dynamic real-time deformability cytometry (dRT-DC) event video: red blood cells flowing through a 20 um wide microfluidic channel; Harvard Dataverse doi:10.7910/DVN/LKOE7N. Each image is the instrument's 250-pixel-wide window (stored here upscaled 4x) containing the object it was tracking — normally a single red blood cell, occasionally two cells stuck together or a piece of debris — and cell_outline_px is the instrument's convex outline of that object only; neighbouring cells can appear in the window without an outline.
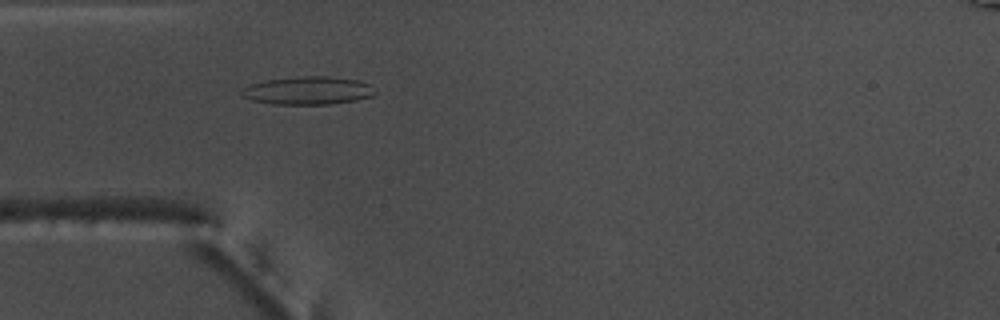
{"species": "common noctule bat (a hibernating species)", "species_latin": "Nyctalus noctula", "temperature_condition": "warm", "stored_images_in_passage": 49, "camera_frame_rate_fps": 3000, "um_per_image_px": 0.085, "animal": {"sex": "male", "body_mass_g": 17.5, "forearm_length_mm": 52.3}, "frame": {"image": 1, "passage_image": 11, "time_ms": 3.333, "image_size_px": [1000, 320], "cell_outline_px": [[376, 92], [372, 96], [356, 100], [328, 104], [272, 104], [252, 100], [240, 96], [240, 88], [252, 84], [268, 80], [300, 76], [328, 76], [360, 80], [372, 84]], "centroid_in_image_um": [26.19, 7.69], "position_along_channel_um": 58.8, "area_um2": 21.96}}
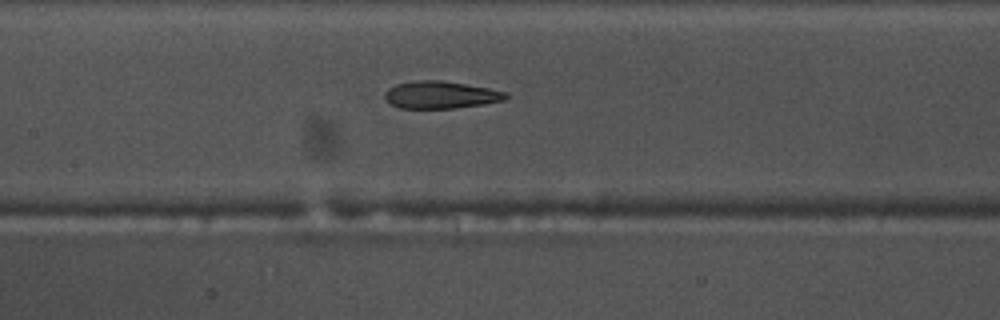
{"frame": {"image": 2, "passage_image": 20, "time_ms": 6.333, "image_size_px": [1000, 320], "cell_outline_px": [[508, 96], [504, 100], [484, 104], [456, 108], [400, 108], [388, 104], [384, 96], [384, 92], [388, 88], [396, 84], [416, 80], [440, 80], [488, 88], [508, 92]], "centroid_in_image_um": [37.42, 8.06], "position_along_channel_um": 170.0, "area_um2": 19.36}}
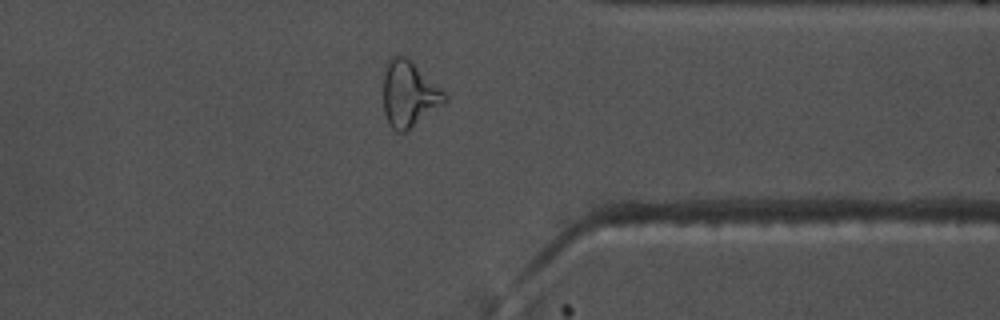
{"frame": {"image": 3, "passage_image": 37, "time_ms": 12.0, "image_size_px": [1000, 320], "cell_outline_px": [[448, 100], [444, 104], [404, 132], [396, 132], [388, 124], [384, 112], [384, 72], [388, 60], [392, 56], [408, 56], [448, 96]], "centroid_in_image_um": [34.76, 7.98], "position_along_channel_um": 376.6, "area_um2": 23.47}, "authors_computed_cell_mechanics": {"area_um2": 20.8658, "velocity_mm_per_s": 3.7782, "shape_relaxation_time_tau1_ms": null, "shape_relaxation_time_tau2_ms": 2.7688, "deformation_change_tau1": null, "deformation_change_tau2": 0.1169}}